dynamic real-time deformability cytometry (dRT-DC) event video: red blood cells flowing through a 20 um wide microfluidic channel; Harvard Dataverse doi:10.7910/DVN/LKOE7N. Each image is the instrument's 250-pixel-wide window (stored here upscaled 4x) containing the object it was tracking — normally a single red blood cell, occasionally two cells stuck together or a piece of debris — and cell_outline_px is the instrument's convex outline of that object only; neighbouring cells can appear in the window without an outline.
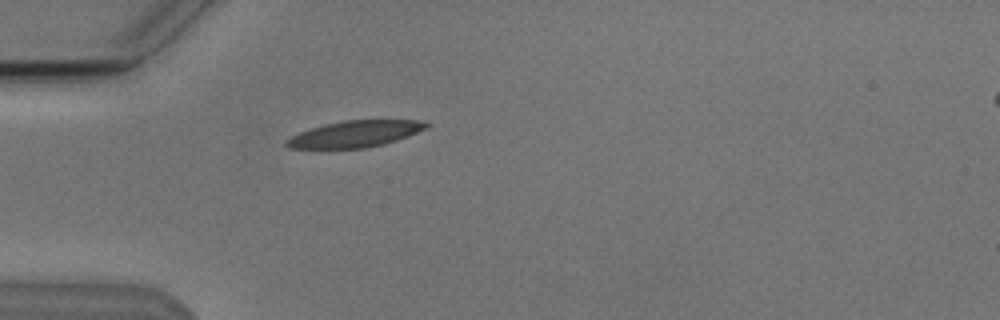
{"species": "Egyptian fruit bat (a non-hibernating species)", "species_latin": "Rousettus aegyptiacus", "temperature_condition": "cold", "stored_images_in_passage": 1, "camera_frame_rate_fps": 3000, "um_per_image_px": 0.085, "animal": {"sex": "male"}, "frame": {"image": 1, "passage_image": 1, "time_ms": 0.0, "image_size_px": [1000, 320], "cell_outline_px": [[432, 124], [428, 128], [408, 136], [384, 144], [364, 148], [288, 148], [284, 144], [284, 140], [300, 132], [324, 124], [344, 120], [416, 120]], "centroid_in_image_um": [30.19, 11.38], "position_along_channel_um": 54.8, "area_um2": 21.5}}